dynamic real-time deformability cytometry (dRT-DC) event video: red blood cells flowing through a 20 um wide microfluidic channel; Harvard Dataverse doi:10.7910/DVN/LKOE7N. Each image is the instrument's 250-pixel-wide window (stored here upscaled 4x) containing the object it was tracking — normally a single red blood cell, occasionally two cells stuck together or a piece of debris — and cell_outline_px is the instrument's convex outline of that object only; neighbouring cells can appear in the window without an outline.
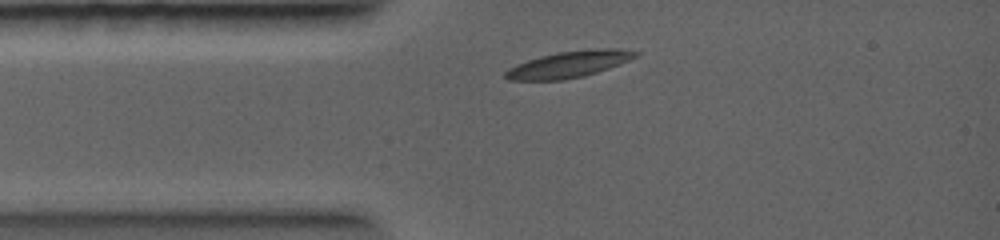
{"species": "common noctule bat (a hibernating species)", "species_latin": "Nyctalus noctula", "temperature_condition": "warm", "stored_images_in_passage": 2, "camera_frame_rate_fps": 5000, "um_per_image_px": 0.085, "animal": {"sex": "female", "body_mass_g": 19.0, "forearm_length_mm": 56.7}, "frame": {"image": 1, "passage_image": 1, "time_ms": 0.0, "image_size_px": [1000, 240], "cell_outline_px": [[640, 52], [636, 56], [628, 60], [608, 68], [584, 76], [564, 80], [508, 80], [504, 76], [504, 72], [516, 64], [540, 56], [560, 52], [604, 48], [620, 48]], "centroid_in_image_um": [48.34, 5.47], "position_along_channel_um": 36.7, "area_um2": 19.77}}
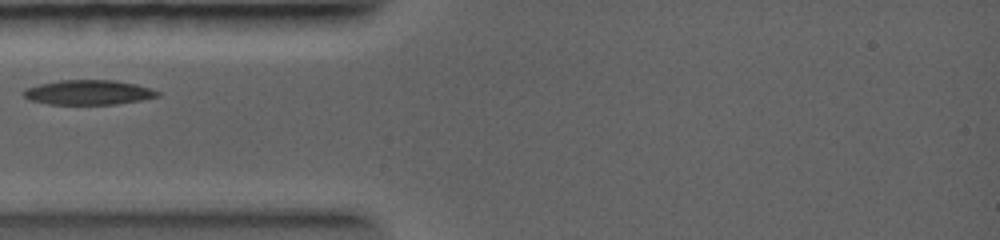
{"frame": {"image": 2, "passage_image": 2, "time_ms": 1.0, "image_size_px": [1000, 240], "cell_outline_px": [[160, 96], [140, 100], [116, 104], [48, 104], [32, 100], [24, 96], [24, 92], [28, 88], [40, 84], [60, 80], [112, 80], [136, 84], [160, 92]], "centroid_in_image_um": [7.55, 7.85], "position_along_channel_um": 77.5, "area_um2": 18.96}}